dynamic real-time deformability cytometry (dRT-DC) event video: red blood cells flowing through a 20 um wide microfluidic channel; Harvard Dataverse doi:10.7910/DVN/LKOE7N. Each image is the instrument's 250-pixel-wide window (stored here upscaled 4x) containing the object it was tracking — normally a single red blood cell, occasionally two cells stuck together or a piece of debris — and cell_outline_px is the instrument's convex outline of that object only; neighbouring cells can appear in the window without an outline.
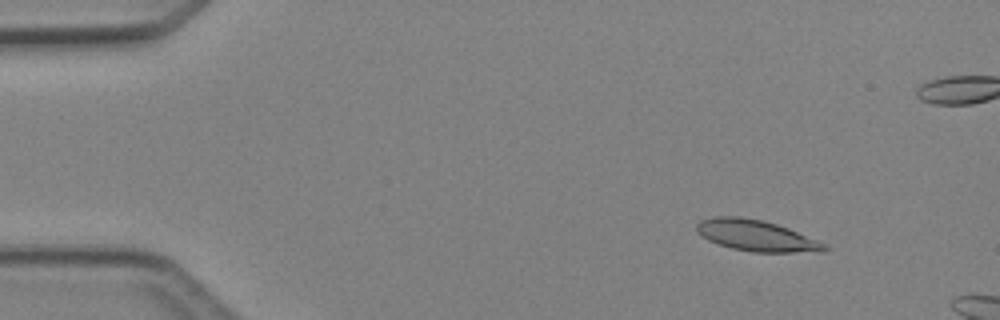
{"species": "Egyptian fruit bat (a non-hibernating species)", "species_latin": "Rousettus aegyptiacus", "temperature_condition": "cold", "stored_images_in_passage": 9, "camera_frame_rate_fps": 3000, "um_per_image_px": 0.085, "animal": {"sex": "female"}, "frame": {"image": 1, "passage_image": 3, "time_ms": 0.667, "image_size_px": [1000, 320], "cell_outline_px": [[828, 248], [824, 252], [752, 252], [732, 248], [708, 240], [696, 232], [696, 224], [700, 220], [712, 216], [740, 216], [764, 220], [788, 228], [816, 240], [824, 244]], "centroid_in_image_um": [64.24, 20.01], "position_along_channel_um": 20.8, "area_um2": 23.12}}